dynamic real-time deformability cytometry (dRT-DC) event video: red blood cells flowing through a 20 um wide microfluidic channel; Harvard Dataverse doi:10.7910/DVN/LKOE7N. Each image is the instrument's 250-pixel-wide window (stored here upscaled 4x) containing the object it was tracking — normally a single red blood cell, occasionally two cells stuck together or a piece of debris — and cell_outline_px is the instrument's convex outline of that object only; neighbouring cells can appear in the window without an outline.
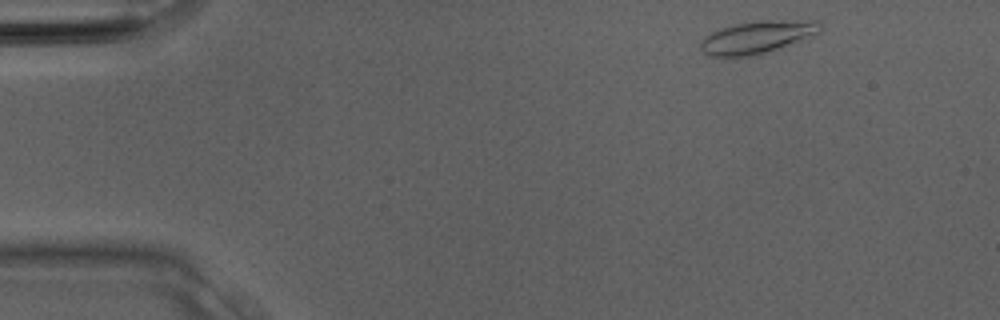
{"species": "Egyptian fruit bat (a non-hibernating species)", "species_latin": "Rousettus aegyptiacus", "temperature_condition": "room temperature", "stored_images_in_passage": 3, "camera_frame_rate_fps": 3000, "um_per_image_px": 0.085, "animal": {"sex": "male"}, "frame": {"image": 1, "passage_image": 1, "time_ms": 0.0, "image_size_px": [1000, 320], "cell_outline_px": [[824, 28], [820, 32], [812, 36], [756, 56], [732, 60], [708, 56], [700, 48], [700, 40], [704, 36], [712, 32], [736, 24], [760, 20], [820, 20]], "centroid_in_image_um": [64.34, 3.2], "position_along_channel_um": 20.7, "area_um2": 23.47}}
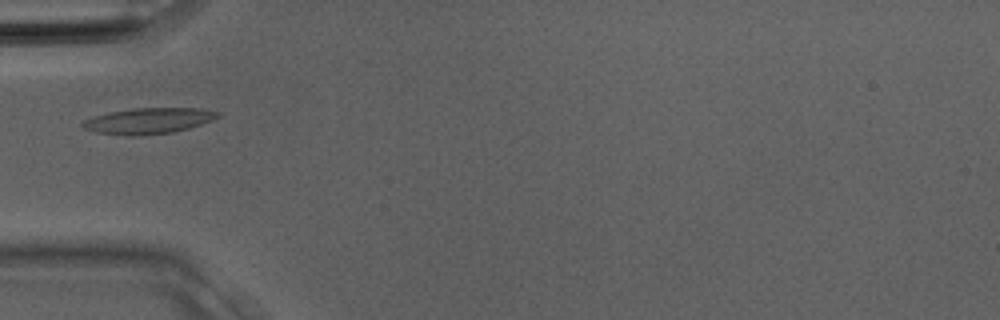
{"frame": {"image": 2, "passage_image": 3, "time_ms": 0.667, "image_size_px": [1000, 320], "cell_outline_px": [[220, 116], [212, 120], [188, 128], [172, 132], [140, 136], [124, 136], [96, 132], [84, 128], [80, 124], [84, 120], [92, 116], [132, 108], [200, 108], [220, 112]], "centroid_in_image_um": [12.6, 10.27], "position_along_channel_um": 72.4, "area_um2": 20.4}}